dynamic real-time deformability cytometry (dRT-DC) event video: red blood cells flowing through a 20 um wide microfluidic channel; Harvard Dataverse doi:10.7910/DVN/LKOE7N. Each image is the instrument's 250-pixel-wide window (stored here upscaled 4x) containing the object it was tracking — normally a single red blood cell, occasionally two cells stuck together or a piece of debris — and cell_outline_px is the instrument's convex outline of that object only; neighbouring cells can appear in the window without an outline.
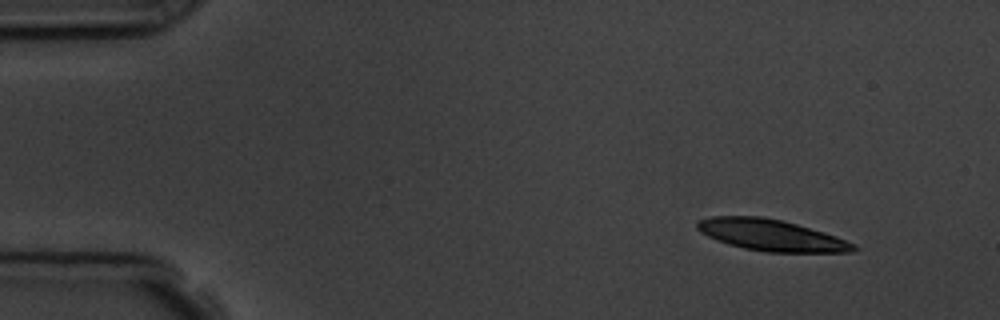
{"species": "common noctule bat (a hibernating species)", "species_latin": "Nyctalus noctula", "temperature_condition": "room temperature", "stored_images_in_passage": 3, "camera_frame_rate_fps": 3000, "um_per_image_px": 0.085, "animal": {"sex": "male", "body_mass_g": 19.5, "forearm_length_mm": 54.6}, "frame": {"image": 1, "passage_image": 1, "time_ms": 0.0, "image_size_px": [1000, 320], "cell_outline_px": [[860, 248], [852, 252], [768, 252], [744, 248], [728, 244], [716, 240], [700, 232], [696, 228], [696, 220], [712, 216], [764, 216], [784, 220], [824, 232], [836, 236], [856, 244]], "centroid_in_image_um": [65.55, 19.98], "position_along_channel_um": 19.5, "area_um2": 28.84}}